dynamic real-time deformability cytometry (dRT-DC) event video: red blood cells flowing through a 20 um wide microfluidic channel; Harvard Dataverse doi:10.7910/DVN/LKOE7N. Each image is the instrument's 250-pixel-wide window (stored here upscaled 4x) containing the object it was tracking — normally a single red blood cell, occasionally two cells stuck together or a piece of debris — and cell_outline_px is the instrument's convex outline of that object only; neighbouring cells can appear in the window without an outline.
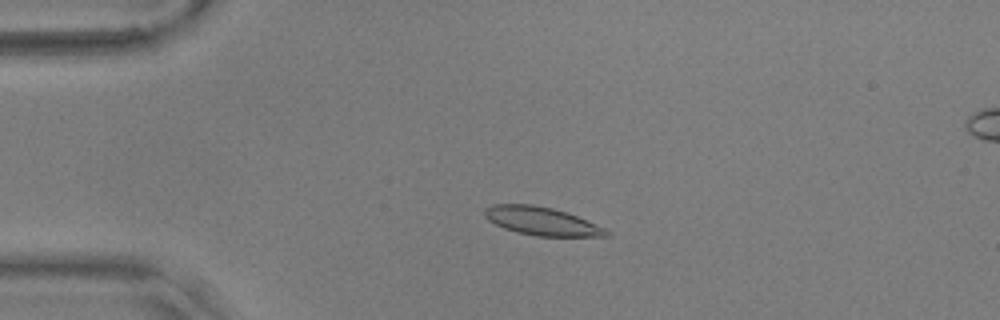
{"species": "common noctule bat (a hibernating species)", "species_latin": "Nyctalus noctula", "temperature_condition": "warm", "stored_images_in_passage": 56, "camera_frame_rate_fps": 3000, "um_per_image_px": 0.085, "animal": {"sex": "male", "body_mass_g": 17.9, "forearm_length_mm": 54.2}, "frame": {"image": 1, "passage_image": 13, "time_ms": 4.0, "image_size_px": [1000, 320], "cell_outline_px": [[612, 232], [608, 236], [536, 236], [516, 232], [504, 228], [488, 220], [484, 216], [484, 208], [492, 204], [532, 204], [552, 208], [576, 216], [604, 228]], "centroid_in_image_um": [46.0, 18.79], "position_along_channel_um": 39.0, "area_um2": 19.88}}
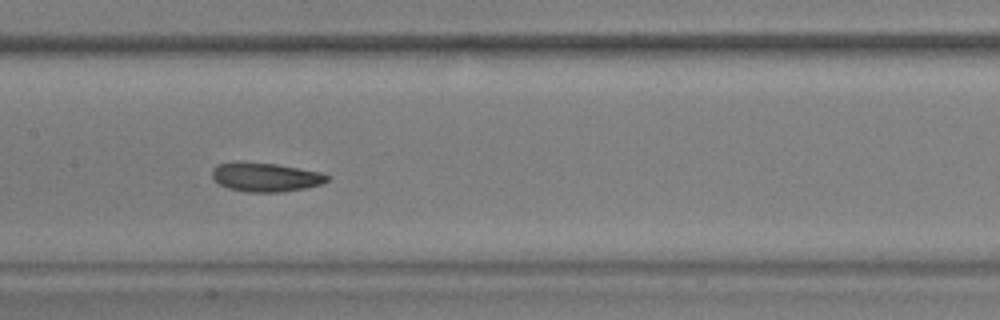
{"frame": {"image": 2, "passage_image": 28, "time_ms": 9.0, "image_size_px": [1000, 320], "cell_outline_px": [[332, 176], [328, 180], [320, 184], [304, 188], [280, 192], [244, 192], [228, 188], [220, 184], [212, 176], [212, 168], [216, 164], [236, 160], [276, 164], [320, 172]], "centroid_in_image_um": [22.53, 15.03], "position_along_channel_um": 184.9, "area_um2": 19.65}}
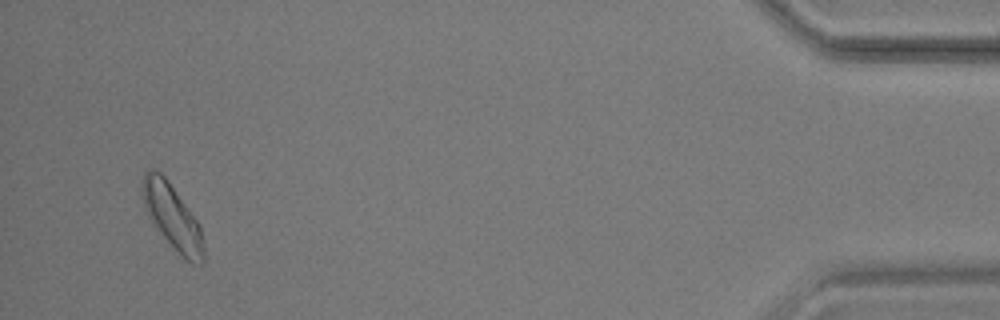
{"frame": {"image": 3, "passage_image": 54, "time_ms": 17.667, "image_size_px": [1000, 320], "cell_outline_px": [[204, 264], [200, 264], [188, 260], [180, 256], [160, 232], [144, 208], [144, 172], [148, 168], [152, 168], [160, 172], [168, 180], [200, 224], [204, 248]], "centroid_in_image_um": [14.69, 18.44], "position_along_channel_um": 420.5, "area_um2": 22.66}, "authors_computed_cell_mechanics": {"area_um2": 19.6231, "velocity_mm_per_s": 3.576, "shape_relaxation_time_tau1_ms": 4.8551, "shape_relaxation_time_tau2_ms": 4.702, "deformation_change_tau1": 0.1467, "deformation_change_tau2": 0.1165}}